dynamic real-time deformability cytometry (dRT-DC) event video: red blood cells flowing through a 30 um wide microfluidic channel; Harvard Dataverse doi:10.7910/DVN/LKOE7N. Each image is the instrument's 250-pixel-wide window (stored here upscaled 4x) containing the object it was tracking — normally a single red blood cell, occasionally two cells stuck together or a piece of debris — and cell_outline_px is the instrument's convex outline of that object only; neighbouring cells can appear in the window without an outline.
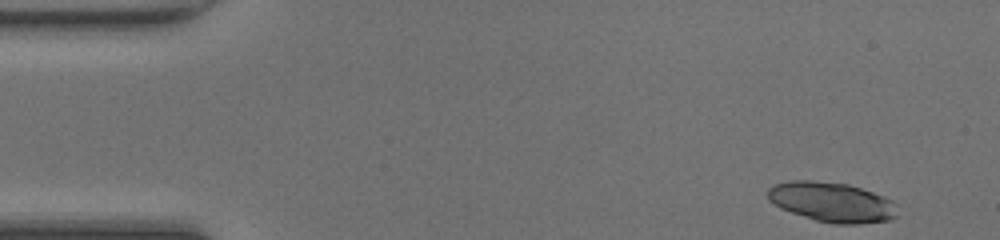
{"species": "common noctule bat (a hibernating species)", "species_latin": "Nyctalus noctula", "temperature_condition": "room temperature", "stored_images_in_passage": 46, "camera_frame_rate_fps": 3000, "um_per_image_px": 0.085, "animal": {"sex": "female", "body_mass_g": 20.0, "forearm_length_mm": 54.0}, "frame": {"image": 1, "passage_image": 1, "time_ms": 0.0, "image_size_px": [1000, 240], "cell_outline_px": [[900, 216], [892, 220], [856, 224], [836, 224], [816, 220], [780, 208], [768, 200], [768, 188], [776, 184], [788, 180], [812, 180], [848, 184], [884, 196], [892, 200], [896, 204]], "centroid_in_image_um": [70.76, 17.18], "position_along_channel_um": 14.2, "area_um2": 30.29}}